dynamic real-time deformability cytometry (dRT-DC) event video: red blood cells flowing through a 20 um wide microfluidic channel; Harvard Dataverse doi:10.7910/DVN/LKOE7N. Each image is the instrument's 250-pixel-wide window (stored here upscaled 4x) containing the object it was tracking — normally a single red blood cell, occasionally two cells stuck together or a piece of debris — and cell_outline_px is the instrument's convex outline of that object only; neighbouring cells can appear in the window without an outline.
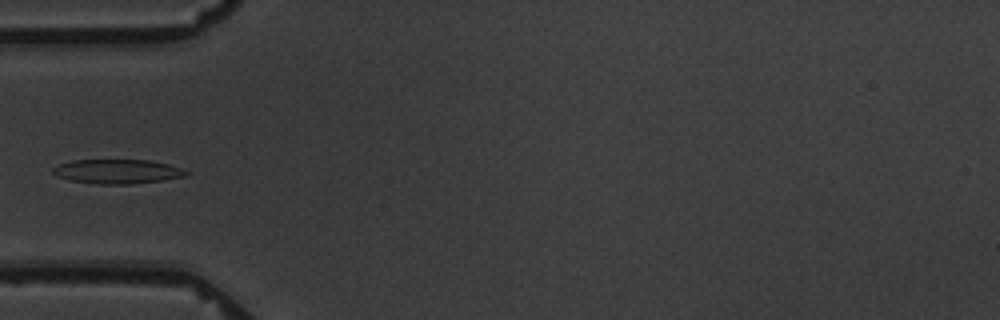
{"species": "common noctule bat (a hibernating species)", "species_latin": "Nyctalus noctula", "temperature_condition": "warm", "stored_images_in_passage": 10, "camera_frame_rate_fps": 3000, "um_per_image_px": 0.085, "animal": {"sex": "male", "body_mass_g": 19.5, "forearm_length_mm": 54.6}, "frame": {"image": 1, "passage_image": 5, "time_ms": 4.667, "image_size_px": [1000, 320], "cell_outline_px": [[192, 172], [188, 176], [132, 184], [96, 184], [68, 180], [56, 176], [52, 172], [52, 168], [60, 164], [72, 160], [148, 160], [168, 164]], "centroid_in_image_um": [9.97, 14.58], "position_along_channel_um": 75.0, "area_um2": 18.96}}
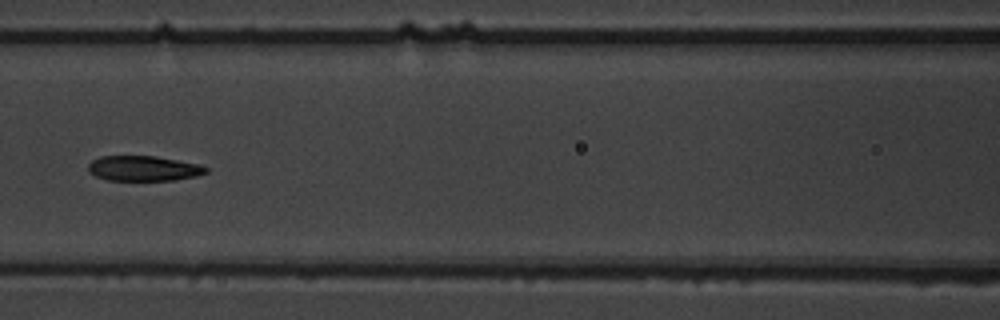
{"frame": {"image": 2, "passage_image": 7, "time_ms": 7.0, "image_size_px": [1000, 320], "cell_outline_px": [[208, 172], [196, 176], [176, 180], [108, 180], [96, 176], [88, 172], [88, 164], [92, 160], [100, 156], [156, 156], [200, 164], [208, 168]], "centroid_in_image_um": [12.21, 14.31], "position_along_channel_um": 154.4, "area_um2": 17.34}}
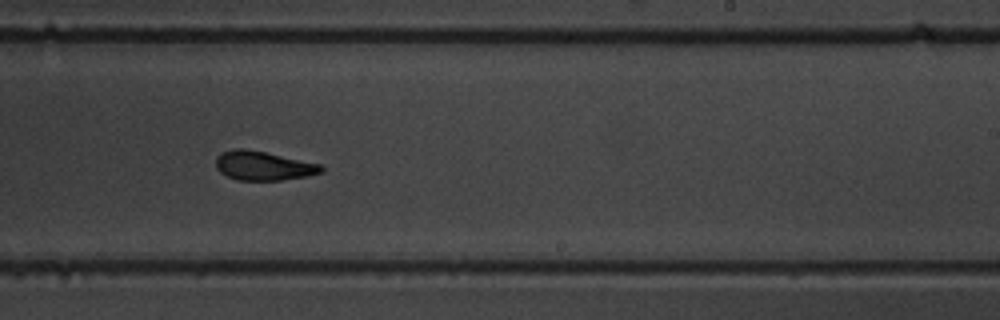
{"frame": {"image": 3, "passage_image": 10, "time_ms": 10.333, "image_size_px": [1000, 320], "cell_outline_px": [[324, 172], [308, 176], [280, 180], [236, 180], [220, 172], [216, 168], [216, 156], [220, 152], [232, 148], [244, 148], [264, 152], [320, 164], [324, 168]], "centroid_in_image_um": [22.35, 14.08], "position_along_channel_um": 266.6, "area_um2": 17.92}}